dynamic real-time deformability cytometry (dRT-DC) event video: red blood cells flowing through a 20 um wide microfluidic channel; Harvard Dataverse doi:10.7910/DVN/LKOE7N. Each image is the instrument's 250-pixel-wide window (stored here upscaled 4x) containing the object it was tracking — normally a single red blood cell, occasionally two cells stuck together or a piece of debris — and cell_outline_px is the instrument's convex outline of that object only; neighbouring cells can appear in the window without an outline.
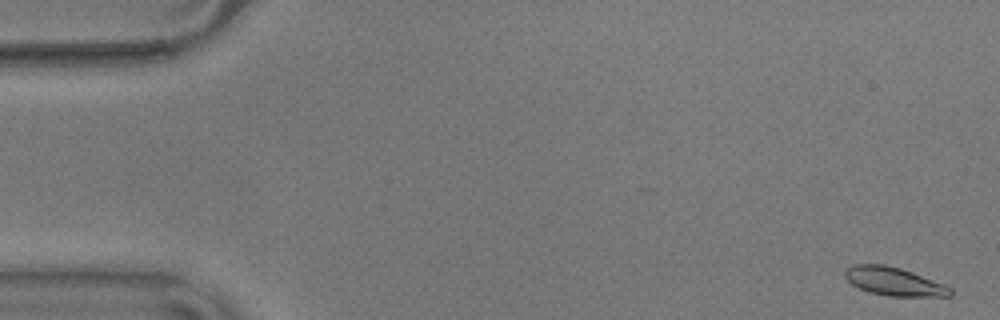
{"species": "common noctule bat (a hibernating species)", "species_latin": "Nyctalus noctula", "temperature_condition": "warm", "stored_images_in_passage": 5, "camera_frame_rate_fps": 3000, "um_per_image_px": 0.085, "animal": {"sex": "male", "body_mass_g": 17.9}, "frame": {"image": 1, "passage_image": 1, "time_ms": 0.0, "image_size_px": [1000, 320], "cell_outline_px": [[952, 296], [888, 296], [868, 292], [852, 284], [844, 276], [844, 272], [848, 268], [856, 264], [884, 264], [900, 268], [912, 272], [944, 284], [952, 288]], "centroid_in_image_um": [76.0, 23.93], "position_along_channel_um": 9.0, "area_um2": 17.28}}